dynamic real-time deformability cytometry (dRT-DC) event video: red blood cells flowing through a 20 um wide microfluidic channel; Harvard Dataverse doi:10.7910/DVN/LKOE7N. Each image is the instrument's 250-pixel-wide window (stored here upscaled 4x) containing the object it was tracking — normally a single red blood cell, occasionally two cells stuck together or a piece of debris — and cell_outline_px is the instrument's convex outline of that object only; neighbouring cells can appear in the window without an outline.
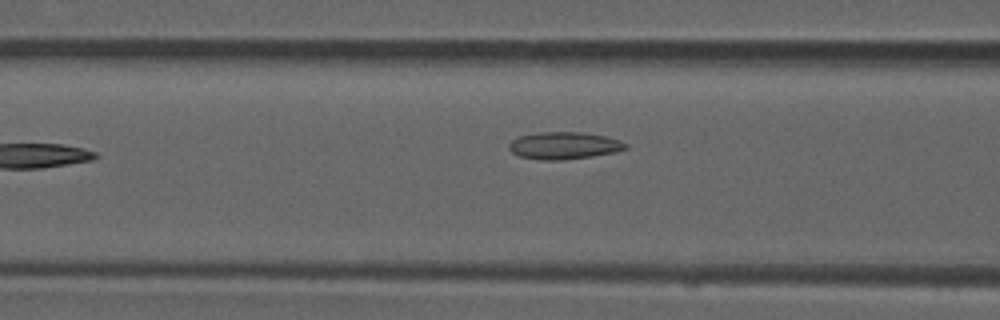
{"species": "common noctule bat (a hibernating species)", "species_latin": "Nyctalus noctula", "temperature_condition": "room temperature", "stored_images_in_passage": 9, "camera_frame_rate_fps": 3000, "um_per_image_px": 0.085, "animal": {"sex": "male", "forearm_length_mm": 52.5}, "frame": {"image": 1, "passage_image": 7, "time_ms": 2.0, "image_size_px": [1000, 320], "cell_outline_px": [[628, 148], [616, 152], [592, 156], [564, 160], [544, 160], [520, 156], [512, 152], [508, 148], [508, 144], [512, 140], [520, 136], [540, 132], [580, 132], [604, 136], [620, 140], [628, 144]], "centroid_in_image_um": [47.96, 12.37], "position_along_channel_um": 118.6, "area_um2": 18.44}}
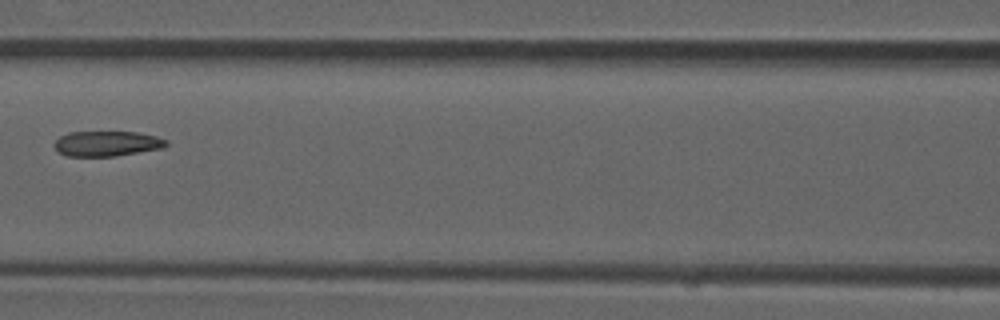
{"frame": {"image": 2, "passage_image": 8, "time_ms": 2.333, "image_size_px": [1000, 320], "cell_outline_px": [[168, 144], [164, 148], [112, 156], [68, 156], [56, 152], [52, 144], [60, 136], [68, 132], [136, 132], [156, 136], [168, 140]], "centroid_in_image_um": [9.05, 12.2], "position_along_channel_um": 157.5, "area_um2": 16.53}}
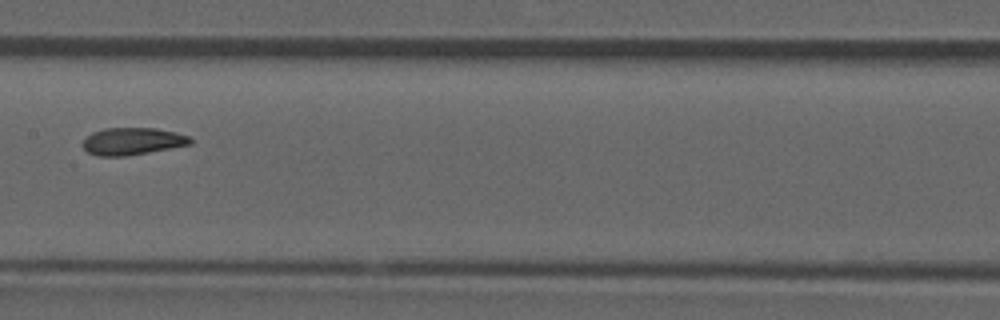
{"frame": {"image": 3, "passage_image": 9, "time_ms": 2.667, "image_size_px": [1000, 320], "cell_outline_px": [[192, 144], [148, 152], [124, 156], [96, 156], [88, 152], [80, 144], [92, 132], [104, 128], [156, 128], [176, 132], [192, 136]], "centroid_in_image_um": [11.26, 12.0], "position_along_channel_um": 196.1, "area_um2": 17.17}}